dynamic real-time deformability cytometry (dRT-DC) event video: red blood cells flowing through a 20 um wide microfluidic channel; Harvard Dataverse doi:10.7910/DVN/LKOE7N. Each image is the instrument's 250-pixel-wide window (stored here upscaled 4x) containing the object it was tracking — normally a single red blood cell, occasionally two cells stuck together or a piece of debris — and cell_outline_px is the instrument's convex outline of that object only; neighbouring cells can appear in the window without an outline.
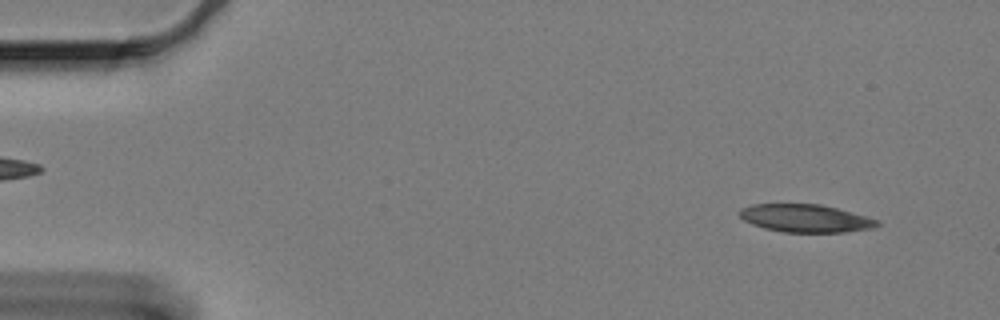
{"species": "Egyptian fruit bat (a non-hibernating species)", "species_latin": "Rousettus aegyptiacus", "temperature_condition": "cold", "stored_images_in_passage": 60, "camera_frame_rate_fps": 3000, "um_per_image_px": 0.085, "animal": {"sex": "female"}, "frame": {"image": 1, "passage_image": 4, "time_ms": 1.0, "image_size_px": [1000, 320], "cell_outline_px": [[880, 224], [872, 228], [844, 232], [784, 232], [764, 228], [752, 224], [744, 220], [740, 216], [740, 208], [752, 204], [820, 204], [868, 216], [880, 220]], "centroid_in_image_um": [68.48, 18.55], "position_along_channel_um": 16.5, "area_um2": 22.31}}
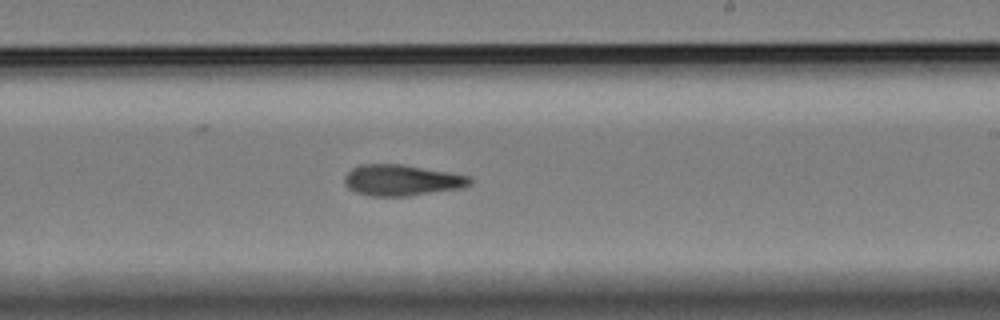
{"frame": {"image": 2, "passage_image": 35, "time_ms": 11.333, "image_size_px": [1000, 320], "cell_outline_px": [[472, 184], [464, 188], [408, 196], [368, 196], [356, 192], [348, 188], [344, 184], [344, 176], [352, 168], [360, 164], [404, 164], [448, 172], [468, 176], [472, 180]], "centroid_in_image_um": [34.14, 15.32], "position_along_channel_um": 254.9, "area_um2": 22.89}}
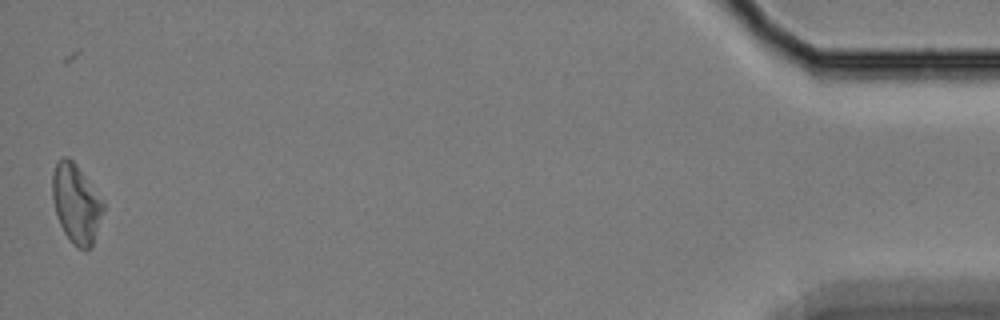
{"frame": {"image": 3, "passage_image": 59, "time_ms": 19.333, "image_size_px": [1000, 320], "cell_outline_px": [[104, 212], [92, 244], [84, 252], [76, 248], [72, 244], [64, 232], [56, 216], [52, 200], [52, 172], [56, 164], [64, 156], [68, 156], [76, 164], [104, 204]], "centroid_in_image_um": [6.45, 17.34], "position_along_channel_um": 428.8, "area_um2": 23.29}, "authors_computed_cell_mechanics": {"area_um2": 23.0044, "velocity_mm_per_s": 3.2725, "shape_relaxation_time_tau1_ms": 10.5263, "shape_relaxation_time_tau2_ms": 10.9887, "deformation_change_tau1": 0.1862, "deformation_change_tau2": 0.2162}}